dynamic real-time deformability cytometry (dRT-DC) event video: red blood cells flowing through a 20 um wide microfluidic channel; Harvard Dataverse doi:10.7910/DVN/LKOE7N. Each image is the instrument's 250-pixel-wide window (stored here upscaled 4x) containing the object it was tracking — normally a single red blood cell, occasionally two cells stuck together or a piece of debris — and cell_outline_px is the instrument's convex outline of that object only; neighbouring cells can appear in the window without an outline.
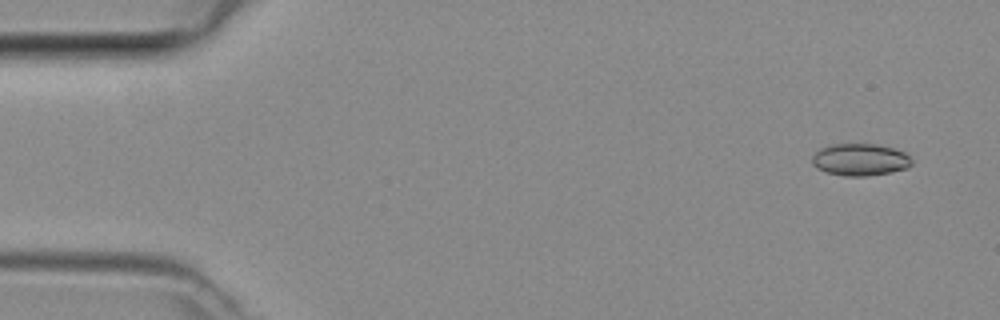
{"species": "common noctule bat (a hibernating species)", "species_latin": "Nyctalus noctula", "temperature_condition": "room temperature", "stored_images_in_passage": 3, "camera_frame_rate_fps": 3000, "um_per_image_px": 0.085, "animal": {"sex": "female", "body_mass_g": 29.2, "forearm_length_mm": 56.3}, "frame": {"image": 1, "passage_image": 1, "time_ms": 0.0, "image_size_px": [1000, 320], "cell_outline_px": [[912, 164], [908, 168], [892, 172], [868, 176], [844, 176], [828, 172], [816, 168], [812, 164], [812, 156], [820, 148], [832, 144], [876, 144], [892, 148], [904, 152], [912, 160]], "centroid_in_image_um": [73.11, 13.57], "position_along_channel_um": 11.9, "area_um2": 18.67}}